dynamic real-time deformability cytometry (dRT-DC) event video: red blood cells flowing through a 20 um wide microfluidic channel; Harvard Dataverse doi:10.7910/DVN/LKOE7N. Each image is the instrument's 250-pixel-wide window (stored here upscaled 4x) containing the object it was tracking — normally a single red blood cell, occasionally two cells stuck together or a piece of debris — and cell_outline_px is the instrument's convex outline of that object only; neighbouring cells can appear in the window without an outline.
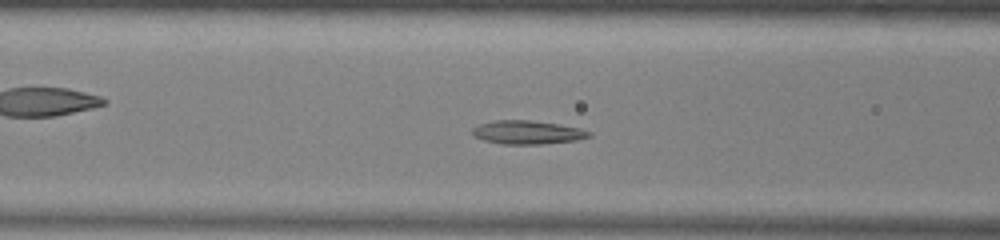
{"species": "common noctule bat (a hibernating species)", "species_latin": "Nyctalus noctula", "temperature_condition": "warm", "stored_images_in_passage": 43, "camera_frame_rate_fps": 3000, "um_per_image_px": 0.085, "animal": {"sex": "male", "body_mass_g": 13.0, "forearm_length_mm": 53.1}, "frame": {"image": 1, "passage_image": 12, "time_ms": 3.667, "image_size_px": [1000, 240], "cell_outline_px": [[592, 136], [576, 140], [540, 144], [500, 144], [484, 140], [472, 136], [472, 128], [480, 124], [496, 120], [528, 120], [560, 124], [580, 128], [592, 132]], "centroid_in_image_um": [44.83, 11.25], "position_along_channel_um": 121.8, "area_um2": 16.07}}
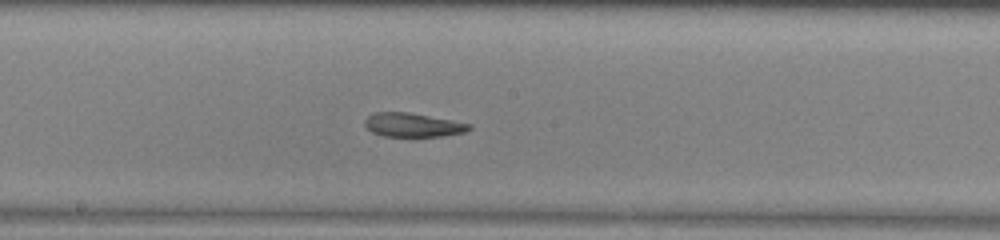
{"frame": {"image": 2, "passage_image": 19, "time_ms": 6.0, "image_size_px": [1000, 240], "cell_outline_px": [[472, 128], [464, 132], [440, 136], [384, 136], [372, 132], [364, 124], [364, 120], [368, 116], [376, 112], [408, 112], [472, 124]], "centroid_in_image_um": [35.08, 10.62], "position_along_channel_um": 213.1, "area_um2": 14.33}}
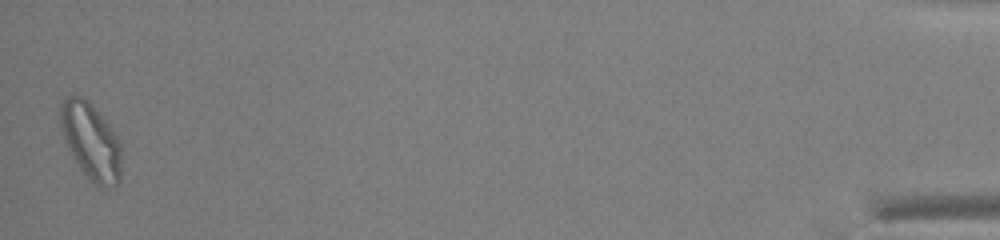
{"frame": {"image": 3, "passage_image": 43, "time_ms": 14.0, "image_size_px": [1000, 240], "cell_outline_px": [[120, 184], [112, 188], [96, 188], [80, 168], [68, 148], [64, 140], [60, 128], [60, 104], [68, 96], [80, 96], [88, 100], [112, 128], [120, 144]], "centroid_in_image_um": [7.73, 12.05], "position_along_channel_um": 427.5, "area_um2": 27.4}, "authors_computed_cell_mechanics": {"area_um2": 16.762, "velocity_mm_per_s": 3.929, "shape_relaxation_time_tau1_ms": 10.02, "shape_relaxation_time_tau2_ms": 3.7397, "deformation_change_tau1": 0.2628, "deformation_change_tau2": 0.1098}}